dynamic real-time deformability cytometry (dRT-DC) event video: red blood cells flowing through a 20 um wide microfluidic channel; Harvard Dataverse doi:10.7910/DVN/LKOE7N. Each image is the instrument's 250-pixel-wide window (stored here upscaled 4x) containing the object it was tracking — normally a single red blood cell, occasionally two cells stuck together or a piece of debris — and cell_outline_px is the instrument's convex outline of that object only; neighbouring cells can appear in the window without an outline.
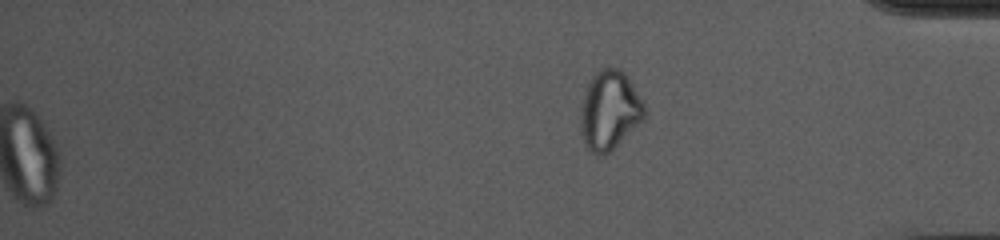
{"species": "common noctule bat (a hibernating species)", "species_latin": "Nyctalus noctula", "temperature_condition": "cold", "stored_images_in_passage": 53, "segment_of_instrument_passage": [2, 2], "camera_frame_rate_fps": 3000, "um_per_image_px": 0.085, "animal": {"sex": "female", "body_mass_g": 10.0, "forearm_length_mm": 53.1}, "frame": {"image": 1, "passage_image": 53, "time_ms": 17.333, "image_size_px": [1000, 240], "cell_outline_px": [[644, 116], [608, 152], [592, 152], [588, 148], [584, 140], [580, 128], [580, 108], [584, 92], [592, 76], [596, 72], [604, 68], [620, 68], [628, 76], [644, 104]], "centroid_in_image_um": [51.77, 9.3], "position_along_channel_um": 383.4, "area_um2": 28.44}}